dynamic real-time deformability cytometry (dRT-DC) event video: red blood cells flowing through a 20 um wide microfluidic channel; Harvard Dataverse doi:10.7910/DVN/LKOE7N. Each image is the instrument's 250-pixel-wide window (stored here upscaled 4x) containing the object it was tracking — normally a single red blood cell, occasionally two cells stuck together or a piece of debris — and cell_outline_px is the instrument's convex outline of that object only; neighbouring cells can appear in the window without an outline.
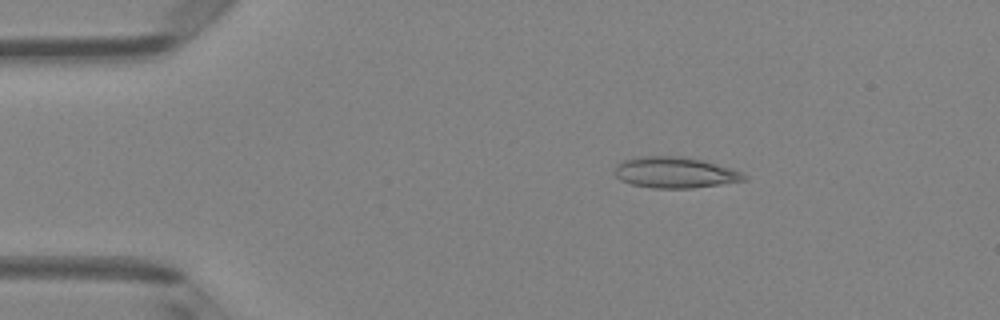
{"species": "Egyptian fruit bat (a non-hibernating species)", "species_latin": "Rousettus aegyptiacus", "temperature_condition": "room temperature", "stored_images_in_passage": 4, "camera_frame_rate_fps": 3000, "um_per_image_px": 0.085, "animal": {"sex": "female"}, "frame": {"image": 1, "passage_image": 3, "time_ms": 2.333, "image_size_px": [1000, 320], "cell_outline_px": [[748, 180], [692, 188], [652, 188], [632, 184], [620, 180], [616, 176], [616, 164], [620, 160], [636, 156], [684, 156], [704, 160], [732, 168], [748, 176]], "centroid_in_image_um": [57.37, 14.65], "position_along_channel_um": 27.6, "area_um2": 23.64}}